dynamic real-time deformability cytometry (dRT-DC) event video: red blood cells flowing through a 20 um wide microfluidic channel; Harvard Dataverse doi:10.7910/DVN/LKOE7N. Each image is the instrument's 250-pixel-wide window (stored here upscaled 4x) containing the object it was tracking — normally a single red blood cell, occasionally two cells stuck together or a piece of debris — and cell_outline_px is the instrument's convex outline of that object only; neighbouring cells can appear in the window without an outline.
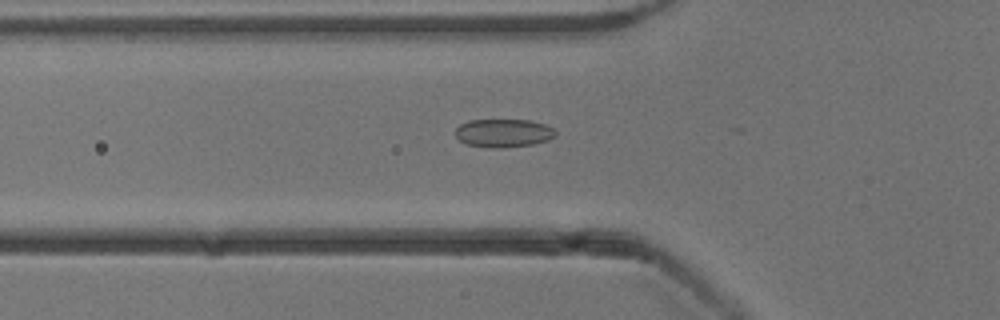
{"species": "common noctule bat (a hibernating species)", "species_latin": "Nyctalus noctula", "temperature_condition": "cold", "stored_images_in_passage": 20, "camera_frame_rate_fps": 3000, "um_per_image_px": 0.085, "animal": {"sex": "male", "body_mass_g": 13.3}, "frame": {"image": 1, "passage_image": 9, "time_ms": 2.667, "image_size_px": [1000, 320], "cell_outline_px": [[556, 136], [548, 140], [532, 144], [504, 148], [488, 148], [464, 144], [452, 132], [460, 124], [468, 120], [532, 120], [544, 124], [552, 128], [556, 132]], "centroid_in_image_um": [42.75, 11.31], "position_along_channel_um": 83.1, "area_um2": 16.76}}
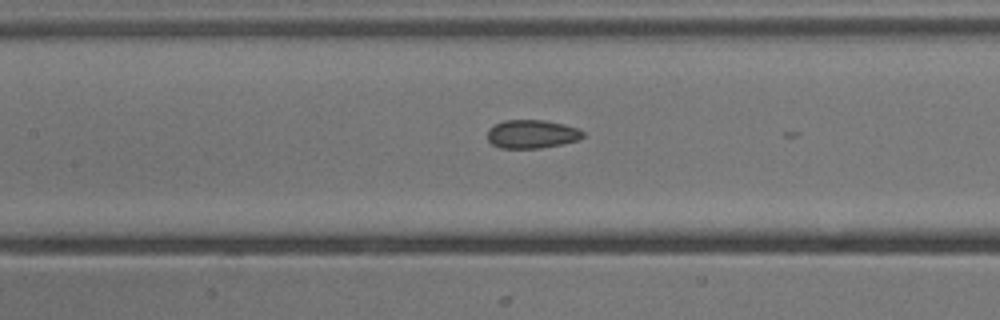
{"frame": {"image": 2, "passage_image": 15, "time_ms": 4.667, "image_size_px": [1000, 320], "cell_outline_px": [[584, 136], [580, 140], [540, 148], [500, 148], [492, 144], [488, 140], [488, 128], [504, 120], [544, 120], [564, 124], [576, 128], [584, 132]], "centroid_in_image_um": [45.21, 11.39], "position_along_channel_um": 162.2, "area_um2": 15.84}}
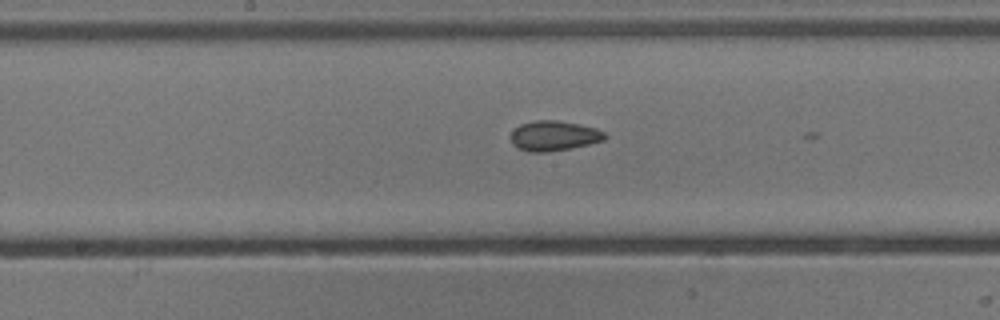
{"frame": {"image": 3, "passage_image": 18, "time_ms": 5.667, "image_size_px": [1000, 320], "cell_outline_px": [[608, 136], [604, 140], [588, 144], [548, 152], [528, 152], [516, 148], [512, 144], [512, 132], [520, 124], [536, 120], [556, 120], [596, 128], [604, 132]], "centroid_in_image_um": [47.07, 11.55], "position_along_channel_um": 201.1, "area_um2": 16.3}}